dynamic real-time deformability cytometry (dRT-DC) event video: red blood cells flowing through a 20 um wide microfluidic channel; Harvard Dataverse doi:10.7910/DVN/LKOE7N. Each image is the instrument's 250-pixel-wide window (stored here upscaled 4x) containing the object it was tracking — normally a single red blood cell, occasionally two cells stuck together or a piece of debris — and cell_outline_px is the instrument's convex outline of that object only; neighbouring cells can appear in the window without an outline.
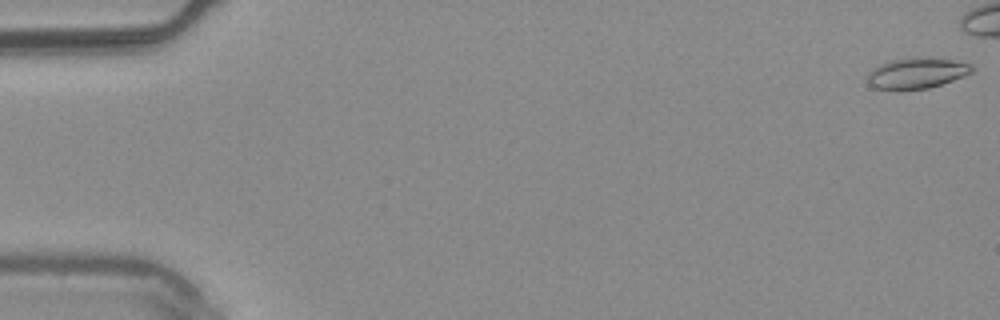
{"species": "common noctule bat (a hibernating species)", "species_latin": "Nyctalus noctula", "temperature_condition": "warm", "stored_images_in_passage": 45, "camera_frame_rate_fps": 3000, "um_per_image_px": 0.085, "animal": {"sex": "male", "body_mass_g": 20.4}, "frame": {"image": 1, "passage_image": 1, "time_ms": 0.0, "image_size_px": [1000, 320], "cell_outline_px": [[976, 68], [972, 72], [964, 76], [928, 88], [896, 92], [872, 88], [868, 84], [868, 72], [872, 68], [880, 64], [892, 60], [916, 56], [952, 60], [972, 64]], "centroid_in_image_um": [77.87, 6.24], "position_along_channel_um": 7.1, "area_um2": 19.31}}
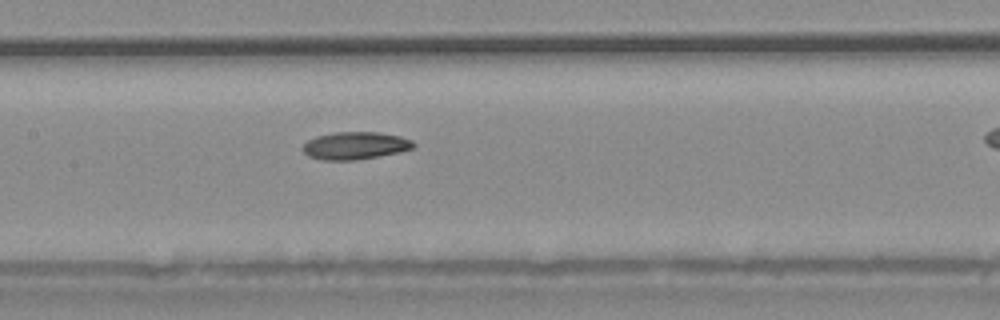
{"frame": {"image": 2, "passage_image": 27, "time_ms": 8.667, "image_size_px": [1000, 320], "cell_outline_px": [[416, 144], [412, 148], [400, 152], [356, 160], [324, 160], [308, 156], [304, 152], [304, 144], [308, 140], [316, 136], [332, 132], [380, 132], [400, 136], [412, 140]], "centroid_in_image_um": [30.21, 12.37], "position_along_channel_um": 177.2, "area_um2": 17.74}}
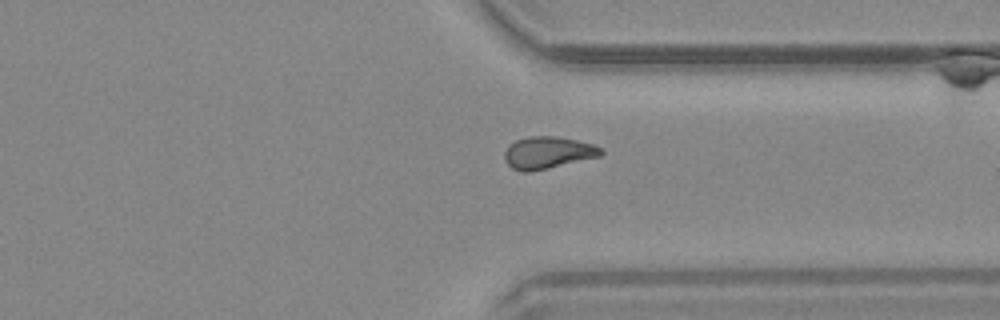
{"frame": {"image": 3, "passage_image": 42, "time_ms": 13.667, "image_size_px": [1000, 320], "cell_outline_px": [[604, 152], [600, 156], [528, 172], [520, 172], [512, 168], [504, 160], [504, 152], [508, 144], [516, 140], [528, 136], [556, 136], [576, 140], [592, 144], [604, 148]], "centroid_in_image_um": [46.54, 12.96], "position_along_channel_um": 364.9, "area_um2": 18.03}}